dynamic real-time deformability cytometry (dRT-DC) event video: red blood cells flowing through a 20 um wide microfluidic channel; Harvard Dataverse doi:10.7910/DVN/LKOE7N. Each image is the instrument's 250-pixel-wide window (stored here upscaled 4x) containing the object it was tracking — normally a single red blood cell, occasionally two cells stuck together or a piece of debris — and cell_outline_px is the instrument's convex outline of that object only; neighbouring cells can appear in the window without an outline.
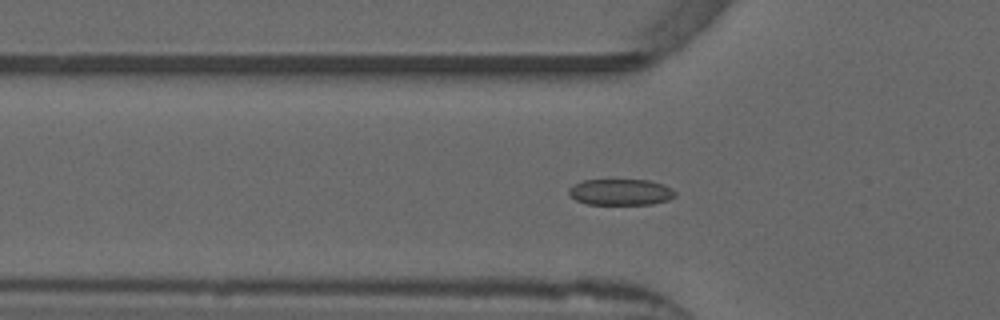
{"species": "common noctule bat (a hibernating species)", "species_latin": "Nyctalus noctula", "temperature_condition": "warm", "stored_images_in_passage": 4, "camera_frame_rate_fps": 3000, "um_per_image_px": 0.085, "animal": {"sex": "male", "forearm_length_mm": 52.5}, "frame": {"image": 1, "passage_image": 2, "time_ms": 0.333, "image_size_px": [1000, 320], "cell_outline_px": [[676, 196], [668, 200], [652, 204], [588, 204], [576, 200], [568, 192], [568, 188], [572, 184], [584, 180], [648, 180], [664, 184], [672, 188], [676, 192]], "centroid_in_image_um": [52.77, 16.32], "position_along_channel_um": 73.0, "area_um2": 16.3}}